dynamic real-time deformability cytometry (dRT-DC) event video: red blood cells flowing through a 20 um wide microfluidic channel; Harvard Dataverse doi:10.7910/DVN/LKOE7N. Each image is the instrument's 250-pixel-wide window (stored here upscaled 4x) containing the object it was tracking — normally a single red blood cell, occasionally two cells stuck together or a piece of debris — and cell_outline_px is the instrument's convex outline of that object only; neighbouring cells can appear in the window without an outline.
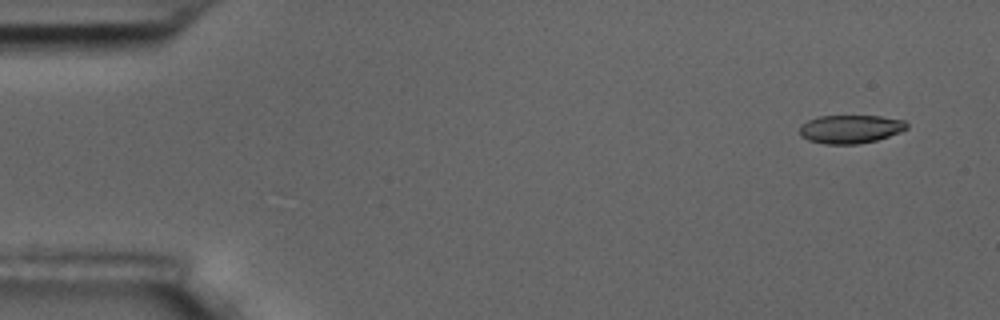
{"species": "common noctule bat (a hibernating species)", "species_latin": "Nyctalus noctula", "temperature_condition": "room temperature", "stored_images_in_passage": 5, "camera_frame_rate_fps": 3000, "um_per_image_px": 0.085, "animal": {"sex": "male", "body_mass_g": 17.5, "forearm_length_mm": 52.3}, "frame": {"image": 1, "passage_image": 1, "time_ms": 0.0, "image_size_px": [1000, 320], "cell_outline_px": [[908, 128], [900, 132], [876, 140], [856, 144], [824, 144], [808, 140], [800, 136], [800, 124], [808, 120], [820, 116], [880, 116], [904, 120], [908, 124]], "centroid_in_image_um": [72.27, 10.97], "position_along_channel_um": 12.7, "area_um2": 17.74}}